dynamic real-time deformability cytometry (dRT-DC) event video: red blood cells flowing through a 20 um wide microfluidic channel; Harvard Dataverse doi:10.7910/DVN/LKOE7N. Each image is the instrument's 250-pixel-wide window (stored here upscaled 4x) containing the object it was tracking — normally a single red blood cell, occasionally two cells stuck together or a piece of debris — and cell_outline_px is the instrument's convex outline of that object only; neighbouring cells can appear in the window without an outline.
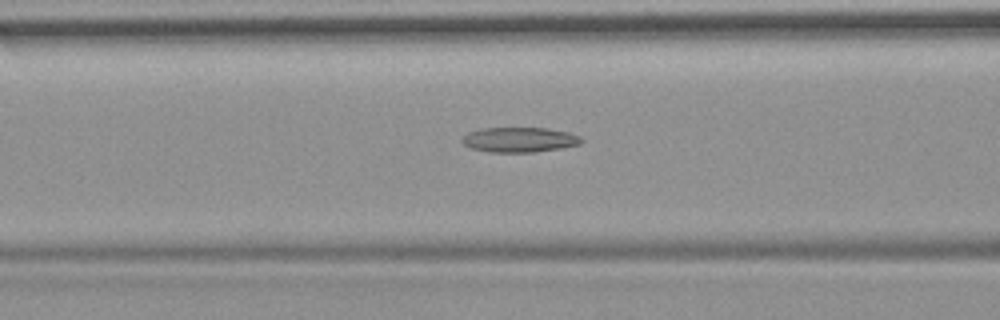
{"species": "common noctule bat (a hibernating species)", "species_latin": "Nyctalus noctula", "temperature_condition": "room temperature", "stored_images_in_passage": 36, "camera_frame_rate_fps": 3000, "um_per_image_px": 0.085, "animal": {"sex": "female", "body_mass_g": 19.9}, "frame": {"image": 1, "passage_image": 11, "time_ms": 3.333, "image_size_px": [1000, 320], "cell_outline_px": [[584, 140], [580, 144], [560, 148], [532, 152], [488, 152], [472, 148], [464, 144], [460, 140], [468, 132], [484, 128], [544, 128], [568, 132], [580, 136]], "centroid_in_image_um": [44.15, 11.87], "position_along_channel_um": 122.4, "area_um2": 17.22}}
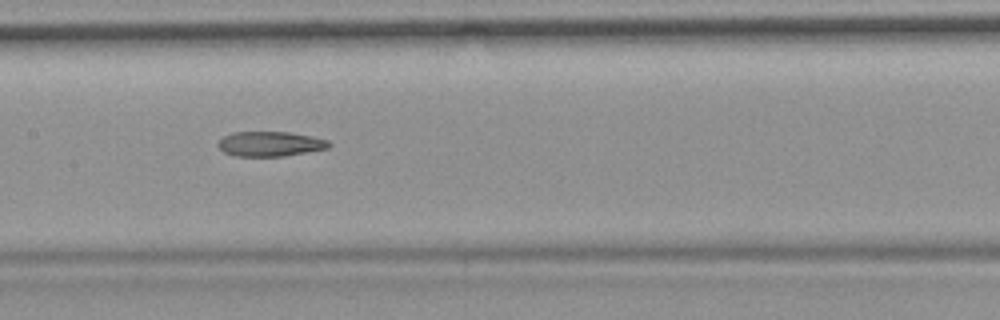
{"frame": {"image": 2, "passage_image": 16, "time_ms": 5.0, "image_size_px": [1000, 320], "cell_outline_px": [[332, 144], [328, 148], [308, 152], [284, 156], [236, 156], [224, 152], [216, 144], [224, 136], [232, 132], [288, 132], [328, 140]], "centroid_in_image_um": [22.95, 12.23], "position_along_channel_um": 184.4, "area_um2": 15.95}}